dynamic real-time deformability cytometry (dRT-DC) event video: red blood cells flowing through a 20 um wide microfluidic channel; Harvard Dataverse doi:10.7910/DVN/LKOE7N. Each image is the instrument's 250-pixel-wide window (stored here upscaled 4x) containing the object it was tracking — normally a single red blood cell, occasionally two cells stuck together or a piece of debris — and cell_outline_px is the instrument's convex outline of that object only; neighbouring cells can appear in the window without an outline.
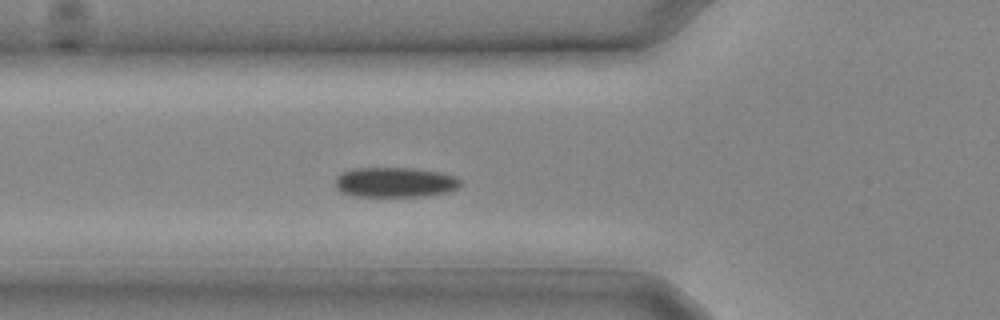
{"species": "common noctule bat (a hibernating species)", "species_latin": "Nyctalus noctula", "temperature_condition": "cold", "stored_images_in_passage": 6, "camera_frame_rate_fps": 3000, "um_per_image_px": 0.085, "animal": {"sex": "male", "body_mass_g": 20.4}, "frame": {"image": 1, "passage_image": 4, "time_ms": 1.0, "image_size_px": [1000, 320], "cell_outline_px": [[460, 184], [456, 188], [444, 192], [420, 196], [356, 196], [340, 192], [336, 184], [336, 176], [340, 172], [352, 168], [412, 168], [440, 172], [456, 176], [460, 180]], "centroid_in_image_um": [33.53, 15.48], "position_along_channel_um": 92.3, "area_um2": 21.73}}
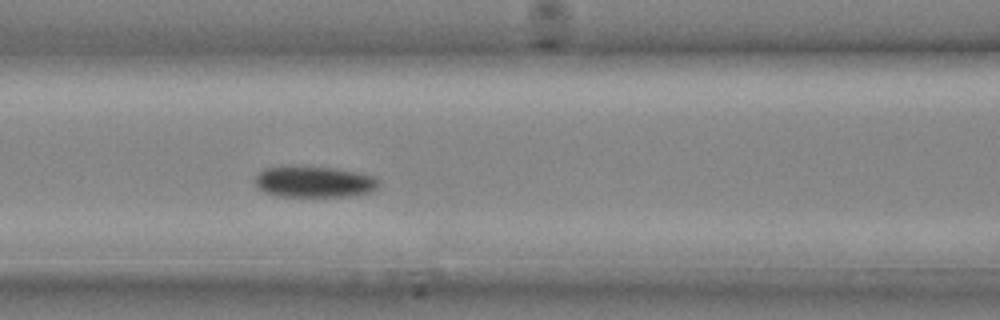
{"frame": {"image": 2, "passage_image": 6, "time_ms": 1.667, "image_size_px": [1000, 320], "cell_outline_px": [[380, 180], [376, 188], [368, 192], [352, 196], [280, 196], [264, 192], [256, 188], [256, 176], [264, 168], [336, 168], [356, 172], [372, 176]], "centroid_in_image_um": [26.72, 15.48], "position_along_channel_um": 139.9, "area_um2": 21.79}}